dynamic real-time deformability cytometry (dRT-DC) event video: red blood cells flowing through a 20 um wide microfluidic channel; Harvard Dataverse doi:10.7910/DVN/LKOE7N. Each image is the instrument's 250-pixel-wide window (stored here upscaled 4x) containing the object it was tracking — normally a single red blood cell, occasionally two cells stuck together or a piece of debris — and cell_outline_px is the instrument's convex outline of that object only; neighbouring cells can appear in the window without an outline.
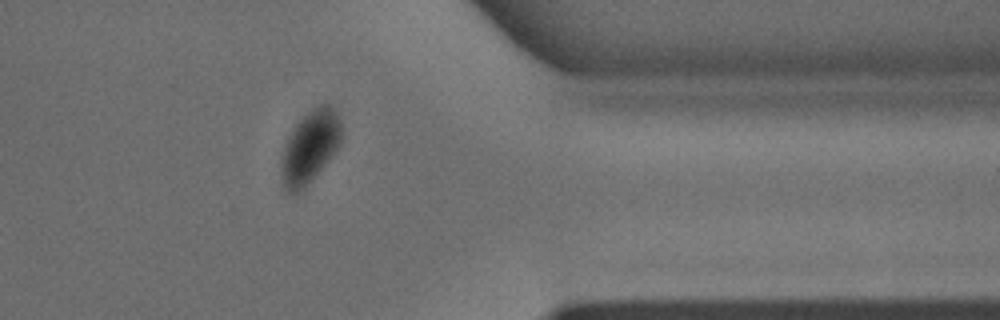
{"species": "common noctule bat (a hibernating species)", "species_latin": "Nyctalus noctula", "temperature_condition": "warm", "stored_images_in_passage": 24, "camera_frame_rate_fps": 3000, "um_per_image_px": 0.085, "animal": {"sex": "male", "body_mass_g": 15.6}, "frame": {"image": 1, "passage_image": 21, "time_ms": 6.667, "image_size_px": [1000, 320], "cell_outline_px": [[340, 144], [328, 160], [304, 188], [296, 192], [288, 192], [284, 188], [280, 172], [280, 160], [288, 136], [292, 128], [312, 108], [320, 104], [332, 104], [340, 116]], "centroid_in_image_um": [26.33, 12.46], "position_along_channel_um": 385.1, "area_um2": 25.2}}